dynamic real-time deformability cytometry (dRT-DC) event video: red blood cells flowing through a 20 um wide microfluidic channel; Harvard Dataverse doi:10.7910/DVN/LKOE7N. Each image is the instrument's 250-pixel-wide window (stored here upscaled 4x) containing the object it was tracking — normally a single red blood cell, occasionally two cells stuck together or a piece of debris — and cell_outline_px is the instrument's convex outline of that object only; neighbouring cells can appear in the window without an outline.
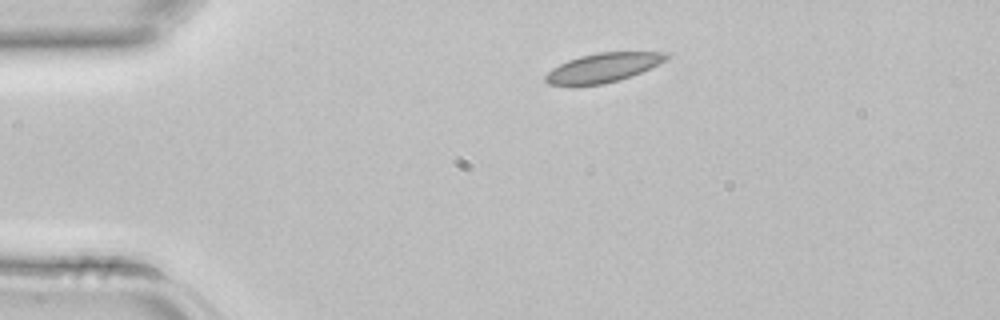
{"species": "common noctule bat (a hibernating species)", "species_latin": "Nyctalus noctula", "temperature_condition": "room temperature", "stored_images_in_passage": 3, "camera_frame_rate_fps": 3000, "um_per_image_px": 0.085, "animal": {"sex": "female", "body_mass_g": 22.7, "forearm_length_mm": 54.2}, "frame": {"image": 1, "passage_image": 1, "time_ms": 0.0, "image_size_px": [1000, 320], "cell_outline_px": [[668, 60], [632, 76], [620, 80], [604, 84], [572, 88], [548, 84], [544, 80], [544, 76], [552, 68], [568, 60], [580, 56], [600, 52], [668, 52]], "centroid_in_image_um": [51.21, 5.8], "position_along_channel_um": 33.8, "area_um2": 21.15}}
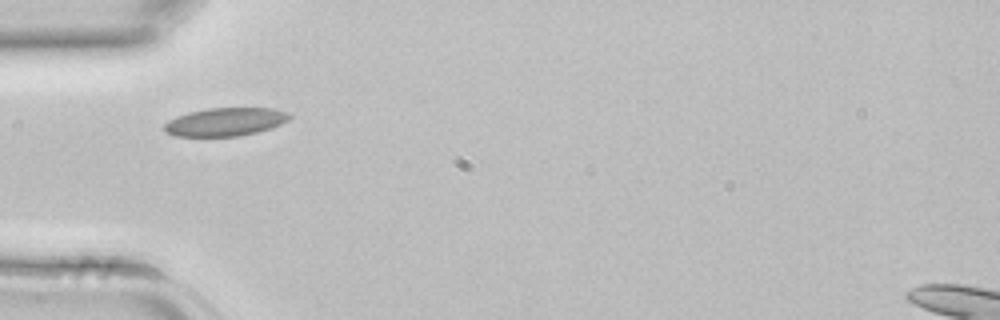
{"frame": {"image": 2, "passage_image": 2, "time_ms": 0.333, "image_size_px": [1000, 320], "cell_outline_px": [[292, 116], [288, 120], [272, 128], [240, 136], [176, 136], [164, 132], [164, 124], [168, 120], [176, 116], [188, 112], [208, 108], [272, 108], [288, 112]], "centroid_in_image_um": [19.14, 10.35], "position_along_channel_um": 65.9, "area_um2": 20.69}}